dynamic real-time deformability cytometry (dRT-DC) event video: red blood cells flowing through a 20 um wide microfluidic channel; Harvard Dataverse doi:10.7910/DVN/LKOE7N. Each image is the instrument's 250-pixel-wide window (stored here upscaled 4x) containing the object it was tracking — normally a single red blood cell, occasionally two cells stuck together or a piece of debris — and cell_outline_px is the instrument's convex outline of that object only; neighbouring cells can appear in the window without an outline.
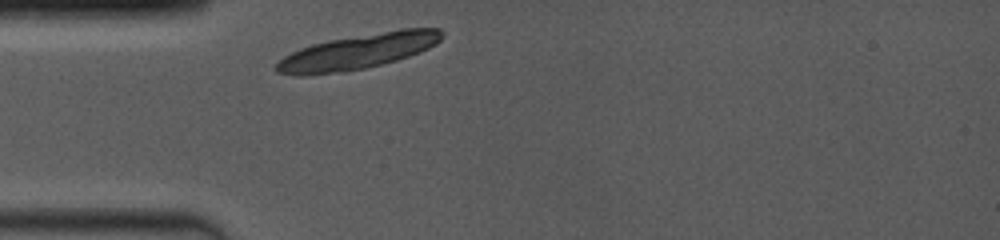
{"species": "common noctule bat (a hibernating species)", "species_latin": "Nyctalus noctula", "temperature_condition": "room temperature", "stored_images_in_passage": 1, "camera_frame_rate_fps": 4000, "um_per_image_px": 0.085, "animal": {"sex": "female", "body_mass_g": 19.0, "forearm_length_mm": 53.3}, "frame": {"image": 1, "passage_image": 1, "time_ms": 0.0, "image_size_px": [1000, 240], "cell_outline_px": [[444, 36], [436, 44], [420, 52], [396, 60], [364, 68], [344, 72], [304, 76], [296, 76], [276, 72], [276, 64], [284, 56], [300, 48], [312, 44], [328, 40], [400, 28], [440, 28], [444, 32]], "centroid_in_image_um": [30.44, 4.38], "position_along_channel_um": 54.6, "area_um2": 33.99}}